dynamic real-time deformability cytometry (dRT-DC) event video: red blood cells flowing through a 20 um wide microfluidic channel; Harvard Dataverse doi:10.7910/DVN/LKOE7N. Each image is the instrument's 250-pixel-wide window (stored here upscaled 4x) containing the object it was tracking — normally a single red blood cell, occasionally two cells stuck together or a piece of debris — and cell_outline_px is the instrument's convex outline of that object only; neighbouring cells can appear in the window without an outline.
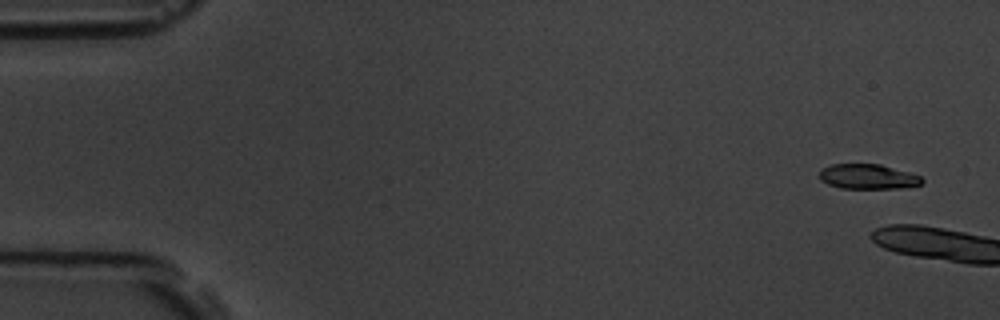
{"species": "common noctule bat (a hibernating species)", "species_latin": "Nyctalus noctula", "temperature_condition": "room temperature", "stored_images_in_passage": 2, "camera_frame_rate_fps": 3000, "um_per_image_px": 0.085, "animal": {"sex": "male", "body_mass_g": 19.5, "forearm_length_mm": 54.6}, "frame": {"image": 1, "passage_image": 1, "time_ms": 0.0, "image_size_px": [1000, 320], "cell_outline_px": [[924, 180], [920, 184], [908, 188], [840, 188], [828, 184], [820, 180], [820, 168], [832, 164], [880, 164], [908, 172], [920, 176]], "centroid_in_image_um": [73.76, 15.01], "position_along_channel_um": 11.2, "area_um2": 14.91}}